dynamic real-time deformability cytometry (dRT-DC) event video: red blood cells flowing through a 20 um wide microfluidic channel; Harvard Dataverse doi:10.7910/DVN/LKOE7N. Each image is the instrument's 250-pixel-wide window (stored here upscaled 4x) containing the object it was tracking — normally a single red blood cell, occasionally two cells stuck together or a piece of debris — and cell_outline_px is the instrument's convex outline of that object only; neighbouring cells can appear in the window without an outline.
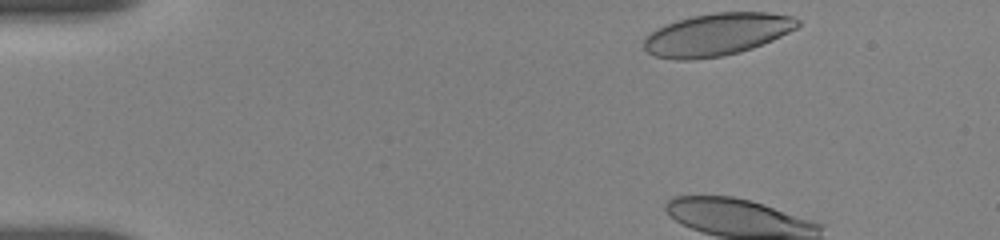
{"species": "human", "species_latin": "Homo sapiens", "temperature_condition": "room temperature", "stored_images_in_passage": 21, "camera_frame_rate_fps": 3000, "um_per_image_px": 0.085, "donor": {"sex": "female"}, "frame": {"image": 1, "passage_image": 1, "time_ms": 0.0, "image_size_px": [1000, 240], "cell_outline_px": [[800, 24], [796, 28], [772, 40], [752, 48], [740, 52], [724, 56], [692, 60], [672, 60], [656, 56], [648, 52], [644, 48], [644, 36], [656, 28], [676, 20], [692, 16], [712, 12], [768, 12], [792, 16], [800, 20]], "centroid_in_image_um": [60.91, 2.93], "position_along_channel_um": 24.1, "area_um2": 38.26}}